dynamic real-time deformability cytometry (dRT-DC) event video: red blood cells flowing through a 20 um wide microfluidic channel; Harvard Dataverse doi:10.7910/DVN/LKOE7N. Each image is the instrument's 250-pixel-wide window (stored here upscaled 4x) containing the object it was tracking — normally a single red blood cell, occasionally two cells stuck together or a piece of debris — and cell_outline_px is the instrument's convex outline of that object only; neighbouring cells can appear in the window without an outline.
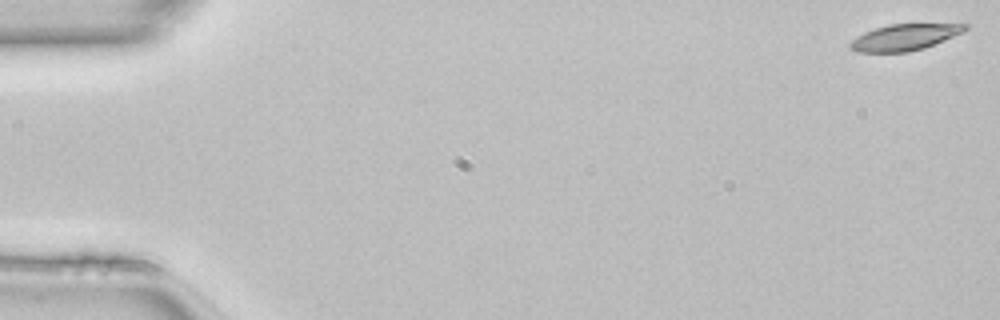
{"species": "common noctule bat (a hibernating species)", "species_latin": "Nyctalus noctula", "temperature_condition": "room temperature", "stored_images_in_passage": 8, "camera_frame_rate_fps": 3000, "um_per_image_px": 0.085, "animal": {"sex": "female", "body_mass_g": 22.7, "forearm_length_mm": 54.2}, "frame": {"image": 1, "passage_image": 1, "time_ms": 0.0, "image_size_px": [1000, 320], "cell_outline_px": [[968, 28], [964, 32], [924, 48], [908, 52], [856, 52], [848, 48], [848, 44], [856, 36], [864, 32], [888, 24], [968, 24]], "centroid_in_image_um": [76.85, 3.17], "position_along_channel_um": 8.1, "area_um2": 17.63}}